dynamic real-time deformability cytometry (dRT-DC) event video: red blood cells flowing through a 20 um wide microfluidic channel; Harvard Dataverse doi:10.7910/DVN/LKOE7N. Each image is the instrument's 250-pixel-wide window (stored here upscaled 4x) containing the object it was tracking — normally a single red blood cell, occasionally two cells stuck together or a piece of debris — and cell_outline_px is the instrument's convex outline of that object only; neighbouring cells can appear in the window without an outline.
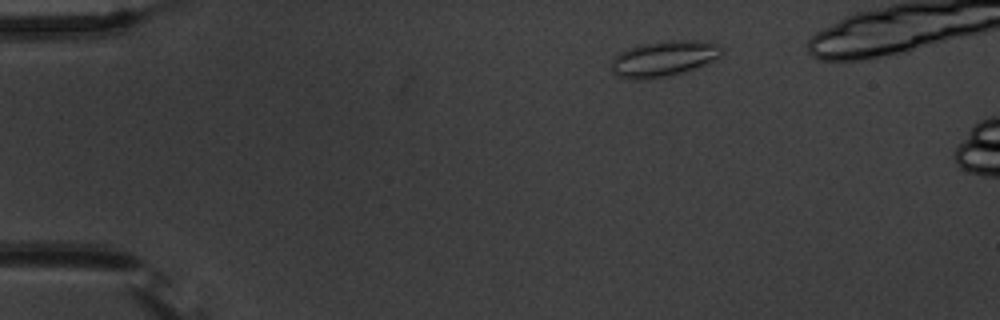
{"species": "common noctule bat (a hibernating species)", "species_latin": "Nyctalus noctula", "temperature_condition": "warm", "stored_images_in_passage": 6, "camera_frame_rate_fps": 3000, "um_per_image_px": 0.085, "animal": {"sex": "male", "body_mass_g": 20.1, "forearm_length_mm": 53.5}, "frame": {"image": 1, "passage_image": 1, "time_ms": 0.0, "image_size_px": [1000, 320], "cell_outline_px": [[724, 52], [720, 56], [704, 64], [672, 76], [636, 80], [616, 76], [612, 72], [612, 60], [620, 52], [644, 44], [664, 40], [696, 40], [720, 44], [724, 48]], "centroid_in_image_um": [56.45, 4.98], "position_along_channel_um": 28.6, "area_um2": 22.89}}